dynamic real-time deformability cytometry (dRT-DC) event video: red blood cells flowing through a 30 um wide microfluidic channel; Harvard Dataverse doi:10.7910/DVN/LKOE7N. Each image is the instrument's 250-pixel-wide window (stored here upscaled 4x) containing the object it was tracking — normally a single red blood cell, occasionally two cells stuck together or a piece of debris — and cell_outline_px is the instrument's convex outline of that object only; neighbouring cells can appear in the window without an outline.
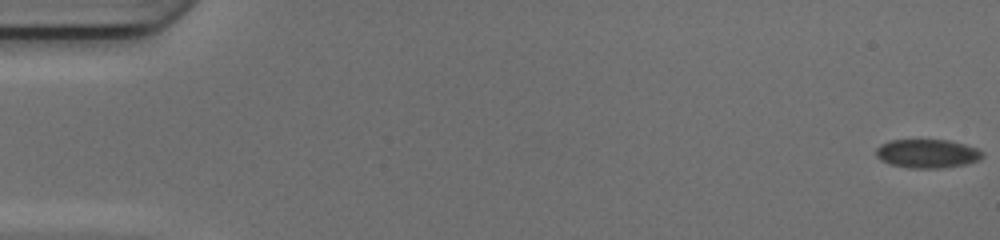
{"species": "common noctule bat (a hibernating species)", "species_latin": "Nyctalus noctula", "temperature_condition": "cold", "stored_images_in_passage": 15, "camera_frame_rate_fps": 3000, "um_per_image_px": 0.085, "animal": {"sex": "female", "body_mass_g": 17.0, "forearm_length_mm": 48.0}, "frame": {"image": 1, "passage_image": 1, "time_ms": 0.0, "image_size_px": [1000, 240], "cell_outline_px": [[984, 156], [980, 160], [964, 164], [940, 168], [908, 168], [888, 164], [880, 160], [876, 156], [876, 148], [880, 144], [888, 140], [948, 140], [980, 148], [984, 152]], "centroid_in_image_um": [78.82, 13.05], "position_along_channel_um": 6.2, "area_um2": 18.09}}
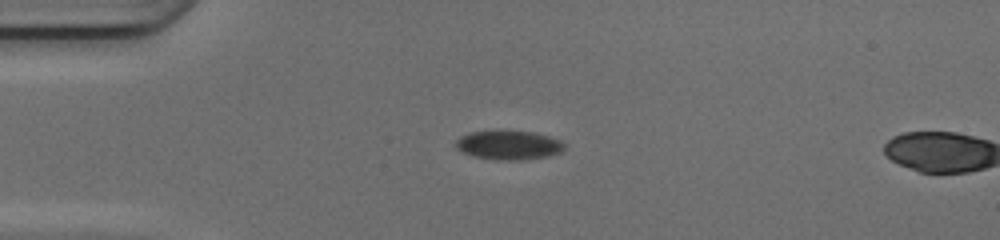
{"frame": {"image": 2, "passage_image": 14, "time_ms": 4.333, "image_size_px": [1000, 240], "cell_outline_px": [[564, 148], [560, 152], [548, 156], [520, 160], [500, 160], [472, 156], [456, 148], [456, 140], [460, 136], [468, 132], [496, 128], [532, 132], [548, 136], [560, 140], [564, 144]], "centroid_in_image_um": [43.19, 12.29], "position_along_channel_um": 41.8, "area_um2": 18.9}}